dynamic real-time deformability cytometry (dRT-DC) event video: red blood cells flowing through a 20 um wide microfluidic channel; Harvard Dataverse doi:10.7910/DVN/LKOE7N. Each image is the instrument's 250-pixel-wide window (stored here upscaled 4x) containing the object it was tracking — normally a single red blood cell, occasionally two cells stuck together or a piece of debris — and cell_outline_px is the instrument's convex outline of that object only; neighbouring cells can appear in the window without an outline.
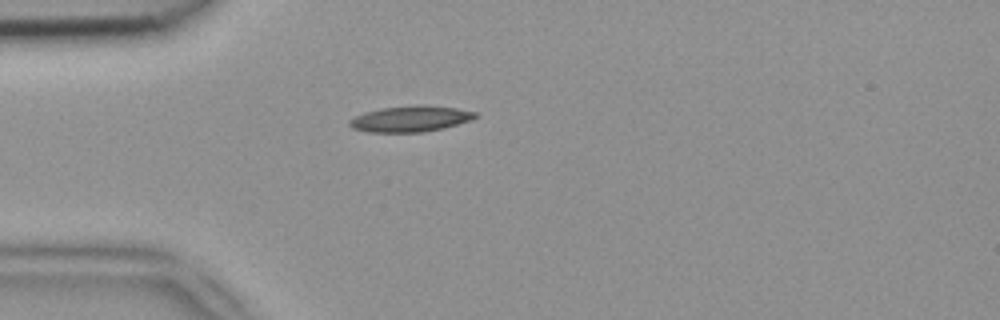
{"species": "common noctule bat (a hibernating species)", "species_latin": "Nyctalus noctula", "temperature_condition": "room temperature", "stored_images_in_passage": 37, "camera_frame_rate_fps": 3000, "um_per_image_px": 0.085, "animal": {"sex": "female", "body_mass_g": 18.4}, "frame": {"image": 1, "passage_image": 1, "time_ms": 0.0, "image_size_px": [1000, 320], "cell_outline_px": [[476, 116], [472, 120], [444, 128], [424, 132], [368, 132], [352, 128], [348, 124], [348, 120], [364, 112], [380, 108], [420, 104], [424, 104], [456, 108], [476, 112]], "centroid_in_image_um": [34.88, 10.09], "position_along_channel_um": 50.1, "area_um2": 19.19}}
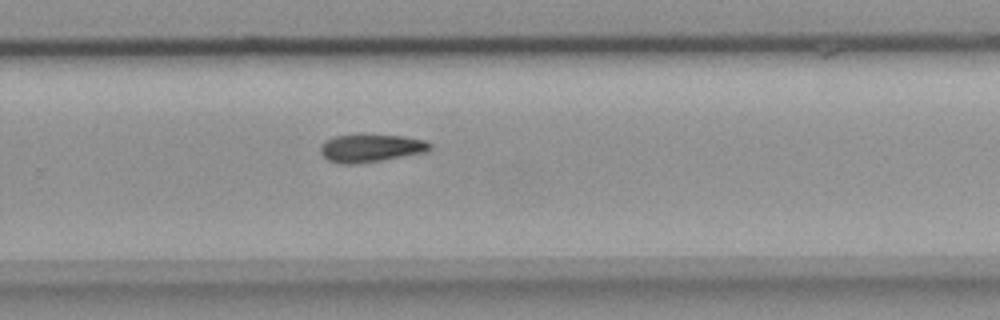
{"frame": {"image": 2, "passage_image": 20, "time_ms": 6.333, "image_size_px": [1000, 320], "cell_outline_px": [[432, 148], [428, 152], [356, 164], [340, 164], [328, 160], [320, 152], [320, 144], [324, 140], [336, 136], [360, 132], [404, 136], [424, 140], [432, 144]], "centroid_in_image_um": [31.51, 12.55], "position_along_channel_um": 298.3, "area_um2": 18.5}}
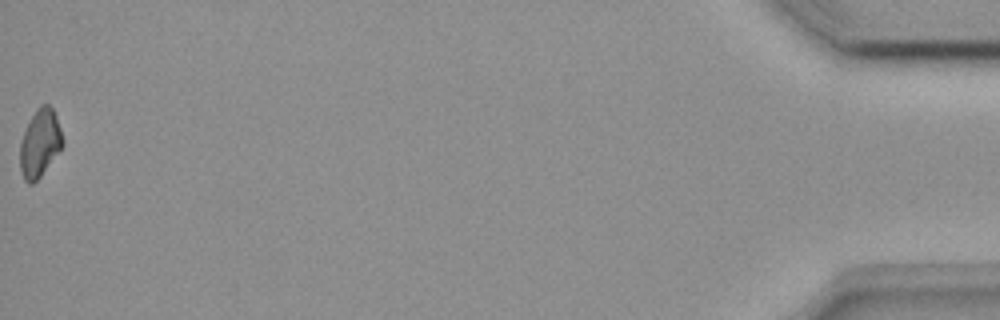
{"frame": {"image": 3, "passage_image": 37, "time_ms": 12.0, "image_size_px": [1000, 320], "cell_outline_px": [[64, 144], [40, 176], [32, 184], [28, 184], [24, 180], [20, 168], [20, 144], [24, 132], [36, 108], [40, 104], [48, 104], [52, 108], [56, 116], [64, 140]], "centroid_in_image_um": [3.39, 12.16], "position_along_channel_um": 431.8, "area_um2": 16.59}}